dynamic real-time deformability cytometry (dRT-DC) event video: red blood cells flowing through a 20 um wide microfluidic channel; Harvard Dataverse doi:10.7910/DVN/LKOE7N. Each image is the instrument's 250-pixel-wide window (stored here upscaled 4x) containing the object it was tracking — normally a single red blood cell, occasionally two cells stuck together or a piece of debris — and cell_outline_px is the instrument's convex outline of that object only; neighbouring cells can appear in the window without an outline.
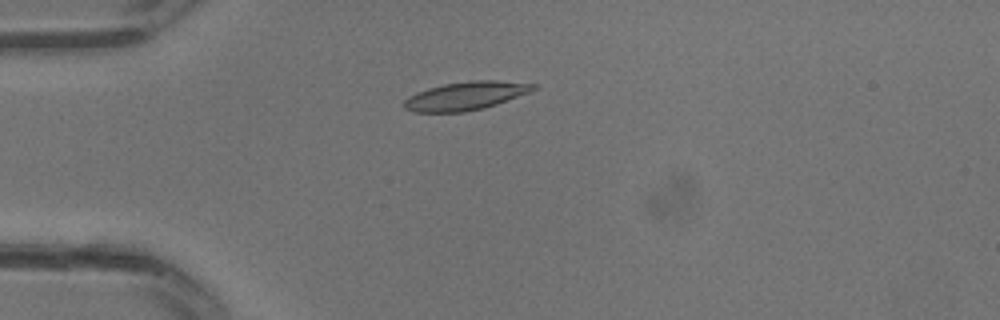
{"species": "common noctule bat (a hibernating species)", "species_latin": "Nyctalus noctula", "temperature_condition": "warm", "stored_images_in_passage": 21, "camera_frame_rate_fps": 3000, "um_per_image_px": 0.085, "animal": {"sex": "male", "body_mass_g": 13.3}, "frame": {"image": 1, "passage_image": 1, "time_ms": 0.0, "image_size_px": [1000, 320], "cell_outline_px": [[536, 88], [532, 92], [484, 108], [464, 112], [412, 112], [404, 108], [404, 100], [408, 96], [416, 92], [428, 88], [444, 84], [472, 80], [496, 80], [536, 84]], "centroid_in_image_um": [39.58, 8.15], "position_along_channel_um": 45.4, "area_um2": 21.44}}
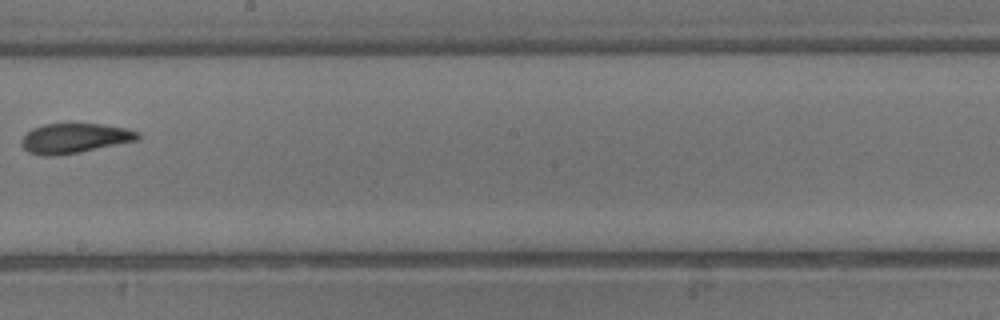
{"frame": {"image": 2, "passage_image": 11, "time_ms": 3.333, "image_size_px": [1000, 320], "cell_outline_px": [[140, 136], [136, 140], [80, 152], [56, 156], [40, 156], [28, 152], [20, 144], [20, 140], [32, 128], [44, 124], [100, 124], [128, 128], [140, 132]], "centroid_in_image_um": [6.31, 11.75], "position_along_channel_um": 241.9, "area_um2": 20.23}}
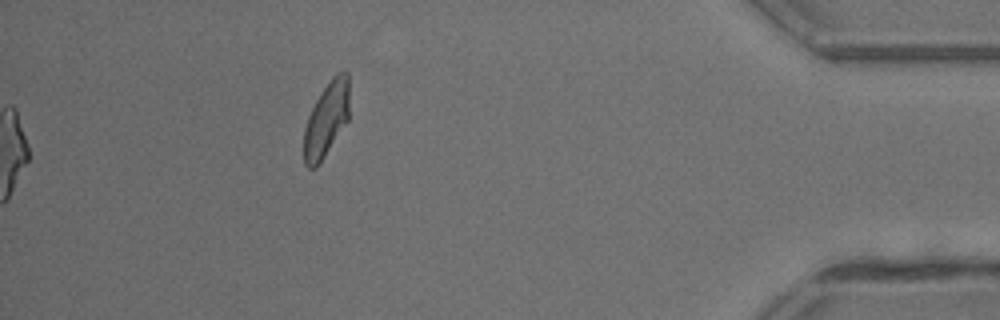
{"frame": {"image": 3, "passage_image": 21, "time_ms": 6.667, "image_size_px": [1000, 320], "cell_outline_px": [[348, 120], [316, 168], [308, 168], [304, 164], [304, 128], [308, 116], [320, 92], [332, 76], [336, 72], [348, 72]], "centroid_in_image_um": [27.73, 10.13], "position_along_channel_um": 407.5, "area_um2": 19.59}}